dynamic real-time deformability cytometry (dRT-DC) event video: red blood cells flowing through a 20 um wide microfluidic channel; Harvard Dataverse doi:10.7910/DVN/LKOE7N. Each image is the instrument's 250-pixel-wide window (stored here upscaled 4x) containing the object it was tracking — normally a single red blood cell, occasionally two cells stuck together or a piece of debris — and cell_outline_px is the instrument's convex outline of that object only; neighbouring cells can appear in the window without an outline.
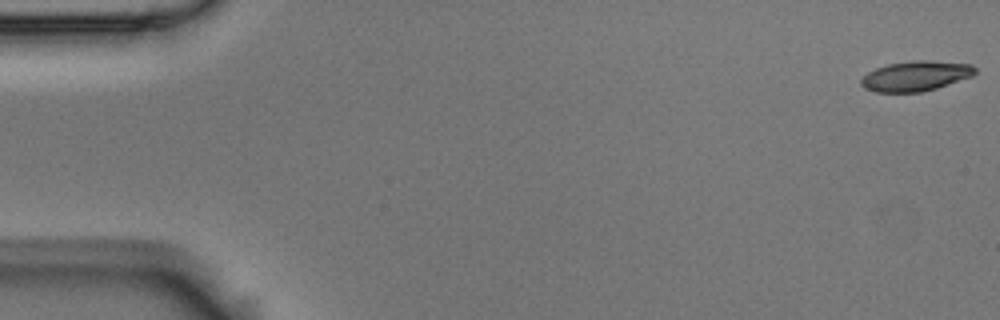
{"species": "Egyptian fruit bat (a non-hibernating species)", "species_latin": "Rousettus aegyptiacus", "temperature_condition": "room temperature", "stored_images_in_passage": 57, "camera_frame_rate_fps": 3000, "um_per_image_px": 0.085, "animal": {"sex": "male"}, "frame": {"image": 1, "passage_image": 1, "time_ms": 0.0, "image_size_px": [1000, 320], "cell_outline_px": [[976, 72], [972, 76], [936, 88], [920, 92], [876, 92], [864, 88], [860, 84], [860, 80], [868, 72], [876, 68], [888, 64], [912, 60], [928, 60], [972, 64], [976, 68]], "centroid_in_image_um": [77.83, 6.45], "position_along_channel_um": 7.2, "area_um2": 19.94}}
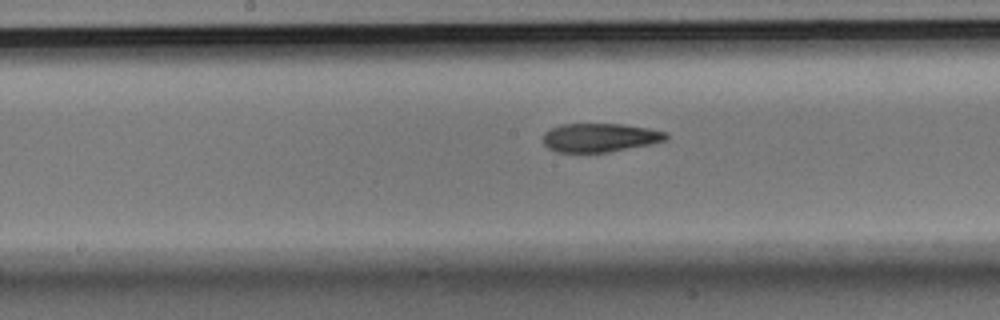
{"frame": {"image": 2, "passage_image": 29, "time_ms": 9.333, "image_size_px": [1000, 320], "cell_outline_px": [[668, 140], [608, 152], [556, 152], [548, 148], [544, 144], [544, 132], [560, 124], [624, 124], [648, 128], [668, 132]], "centroid_in_image_um": [51.0, 11.69], "position_along_channel_um": 197.2, "area_um2": 20.52}}
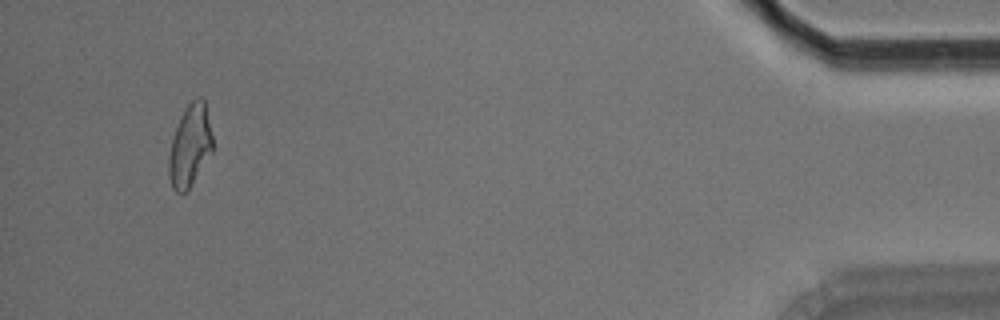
{"frame": {"image": 3, "passage_image": 54, "time_ms": 17.667, "image_size_px": [1000, 320], "cell_outline_px": [[212, 152], [188, 188], [184, 192], [176, 192], [172, 188], [168, 176], [168, 156], [172, 136], [180, 116], [184, 108], [196, 96], [200, 96], [204, 100], [212, 136]], "centroid_in_image_um": [16.11, 12.35], "position_along_channel_um": 419.1, "area_um2": 20.81}, "authors_computed_cell_mechanics": {"area_um2": 21.1548, "velocity_mm_per_s": 3.5506, "shape_relaxation_time_tau1_ms": null, "shape_relaxation_time_tau2_ms": 3.7117, "deformation_change_tau1": null, "deformation_change_tau2": 0.1179}}